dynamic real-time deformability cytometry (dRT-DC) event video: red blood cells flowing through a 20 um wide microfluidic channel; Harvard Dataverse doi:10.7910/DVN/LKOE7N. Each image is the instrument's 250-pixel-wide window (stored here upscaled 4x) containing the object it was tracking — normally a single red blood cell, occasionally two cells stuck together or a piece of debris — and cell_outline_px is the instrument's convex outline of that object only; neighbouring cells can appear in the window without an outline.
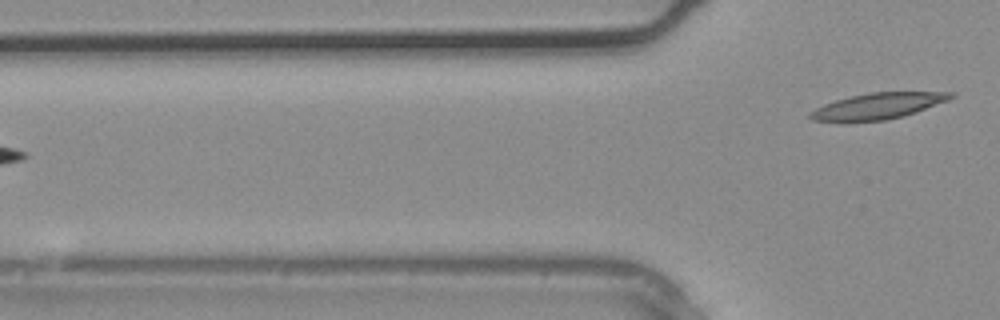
{"species": "common noctule bat (a hibernating species)", "species_latin": "Nyctalus noctula", "temperature_condition": "warm", "stored_images_in_passage": 2, "camera_frame_rate_fps": 3000, "um_per_image_px": 0.085, "animal": {"sex": "male", "body_mass_g": 20.4}, "frame": {"image": 1, "passage_image": 2, "time_ms": 0.333, "image_size_px": [1000, 320], "cell_outline_px": [[956, 96], [948, 100], [916, 112], [904, 116], [884, 120], [812, 120], [808, 116], [808, 112], [824, 104], [836, 100], [852, 96], [872, 92], [952, 92]], "centroid_in_image_um": [74.66, 8.99], "position_along_channel_um": 51.1, "area_um2": 20.81}}